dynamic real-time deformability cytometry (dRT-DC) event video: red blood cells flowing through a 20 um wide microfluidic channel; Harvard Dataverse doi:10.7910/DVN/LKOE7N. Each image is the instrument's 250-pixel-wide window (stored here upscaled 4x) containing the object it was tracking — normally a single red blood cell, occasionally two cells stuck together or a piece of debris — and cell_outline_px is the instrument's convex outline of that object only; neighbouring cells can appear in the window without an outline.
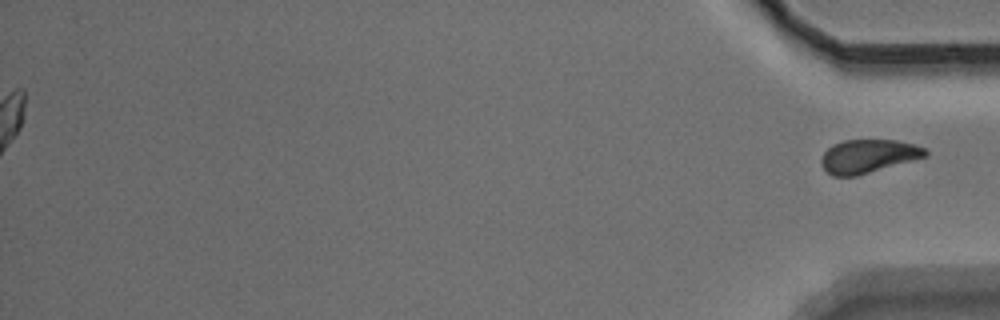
{"species": "Egyptian fruit bat (a non-hibernating species)", "species_latin": "Rousettus aegyptiacus", "temperature_condition": "warm", "stored_images_in_passage": 50, "segment_of_instrument_passage": [2, 2], "camera_frame_rate_fps": 3000, "um_per_image_px": 0.085, "animal": {"sex": "male"}, "frame": {"image": 1, "passage_image": 50, "time_ms": 16.333, "image_size_px": [1000, 320], "cell_outline_px": [[928, 156], [856, 176], [832, 176], [820, 164], [820, 160], [824, 152], [832, 144], [844, 140], [896, 140], [916, 144], [928, 148]], "centroid_in_image_um": [73.82, 13.26], "position_along_channel_um": 361.4, "area_um2": 20.46}}